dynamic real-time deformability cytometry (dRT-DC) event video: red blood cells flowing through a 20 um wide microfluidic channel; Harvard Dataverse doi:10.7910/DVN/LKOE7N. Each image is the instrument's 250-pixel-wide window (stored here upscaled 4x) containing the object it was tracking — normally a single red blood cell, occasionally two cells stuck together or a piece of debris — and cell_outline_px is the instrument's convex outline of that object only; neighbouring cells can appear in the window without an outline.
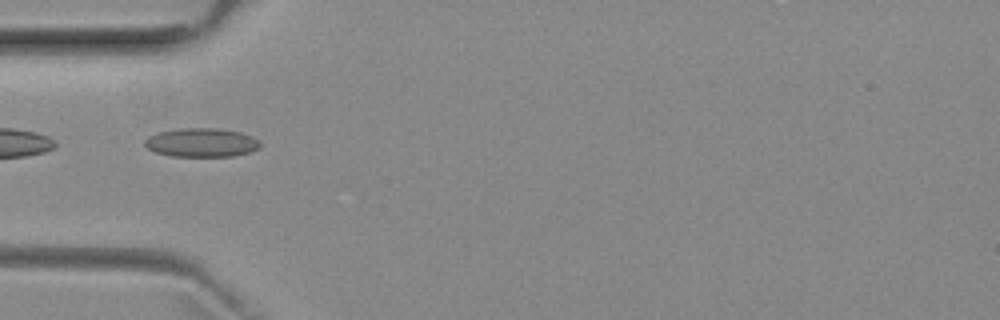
{"species": "common noctule bat (a hibernating species)", "species_latin": "Nyctalus noctula", "temperature_condition": "room temperature", "stored_images_in_passage": 17, "camera_frame_rate_fps": 3000, "um_per_image_px": 0.085, "animal": {"sex": "female", "body_mass_g": 29.2, "forearm_length_mm": 56.3}, "frame": {"image": 1, "passage_image": 1, "time_ms": 0.0, "image_size_px": [1000, 320], "cell_outline_px": [[260, 148], [248, 152], [232, 156], [172, 156], [156, 152], [148, 148], [144, 144], [144, 140], [148, 136], [160, 132], [180, 128], [220, 128], [240, 132], [252, 136], [260, 140]], "centroid_in_image_um": [17.15, 12.11], "position_along_channel_um": 67.9, "area_um2": 19.36}}
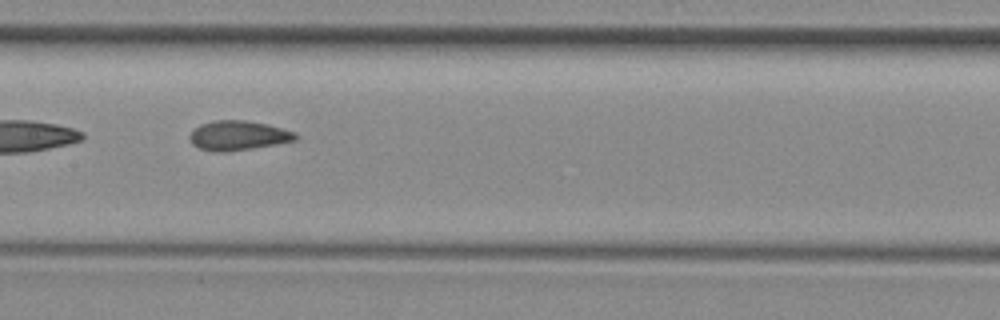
{"frame": {"image": 2, "passage_image": 10, "time_ms": 3.0, "image_size_px": [1000, 320], "cell_outline_px": [[300, 136], [296, 140], [252, 148], [228, 152], [212, 152], [200, 148], [192, 144], [188, 136], [192, 128], [200, 124], [216, 120], [244, 120], [268, 124], [296, 132]], "centroid_in_image_um": [20.22, 11.51], "position_along_channel_um": 187.2, "area_um2": 18.44}}